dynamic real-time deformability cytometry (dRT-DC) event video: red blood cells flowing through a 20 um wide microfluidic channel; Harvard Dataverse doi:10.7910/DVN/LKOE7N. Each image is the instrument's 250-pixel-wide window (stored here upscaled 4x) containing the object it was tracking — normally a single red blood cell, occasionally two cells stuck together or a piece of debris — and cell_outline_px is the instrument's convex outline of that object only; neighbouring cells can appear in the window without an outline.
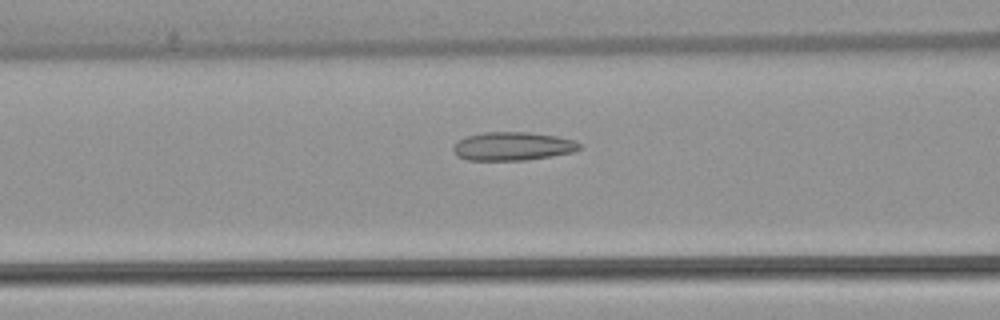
{"species": "common noctule bat (a hibernating species)", "species_latin": "Nyctalus noctula", "temperature_condition": "warm", "stored_images_in_passage": 53, "camera_frame_rate_fps": 3000, "um_per_image_px": 0.085, "animal": {"sex": "female", "body_mass_g": 22.7, "forearm_length_mm": 54.2}, "frame": {"image": 1, "passage_image": 22, "time_ms": 7.0, "image_size_px": [1000, 320], "cell_outline_px": [[584, 148], [572, 152], [552, 156], [524, 160], [468, 160], [456, 156], [452, 152], [452, 144], [468, 136], [484, 132], [528, 132], [556, 136], [572, 140], [580, 144]], "centroid_in_image_um": [43.55, 12.43], "position_along_channel_um": 123.1, "area_um2": 20.98}}
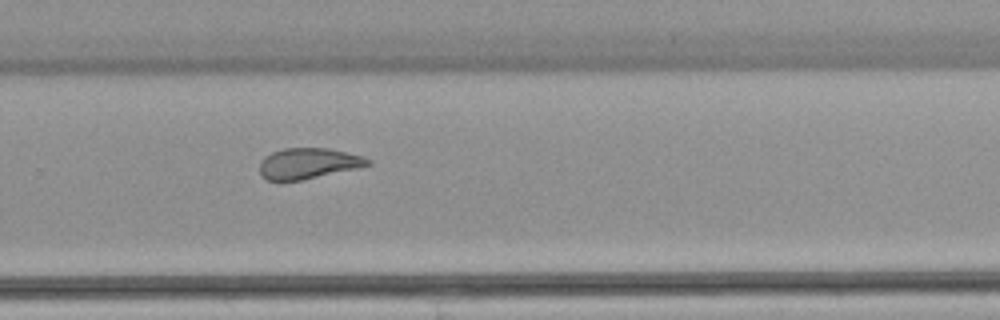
{"frame": {"image": 2, "passage_image": 36, "time_ms": 11.667, "image_size_px": [1000, 320], "cell_outline_px": [[372, 164], [360, 168], [300, 180], [264, 180], [260, 176], [260, 160], [264, 156], [272, 152], [284, 148], [328, 148], [364, 156], [372, 160]], "centroid_in_image_um": [26.22, 13.89], "position_along_channel_um": 303.6, "area_um2": 19.59}}
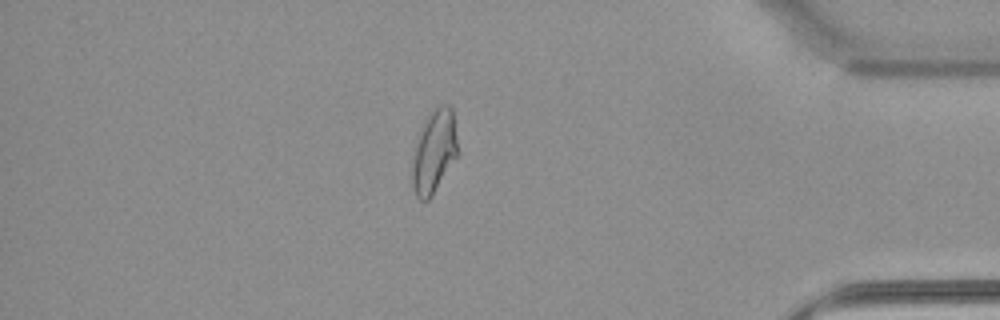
{"frame": {"image": 3, "passage_image": 46, "time_ms": 15.0, "image_size_px": [1000, 320], "cell_outline_px": [[460, 152], [432, 196], [428, 200], [420, 200], [416, 196], [412, 188], [412, 156], [416, 136], [424, 120], [432, 108], [440, 104], [448, 104], [452, 108]], "centroid_in_image_um": [36.89, 12.84], "position_along_channel_um": 398.3, "area_um2": 22.83}, "authors_computed_cell_mechanics": {"area_um2": 22.831, "velocity_mm_per_s": 3.8783, "shape_relaxation_time_tau1_ms": null, "shape_relaxation_time_tau2_ms": 2.1459, "deformation_change_tau1": null, "deformation_change_tau2": 0.0894}}